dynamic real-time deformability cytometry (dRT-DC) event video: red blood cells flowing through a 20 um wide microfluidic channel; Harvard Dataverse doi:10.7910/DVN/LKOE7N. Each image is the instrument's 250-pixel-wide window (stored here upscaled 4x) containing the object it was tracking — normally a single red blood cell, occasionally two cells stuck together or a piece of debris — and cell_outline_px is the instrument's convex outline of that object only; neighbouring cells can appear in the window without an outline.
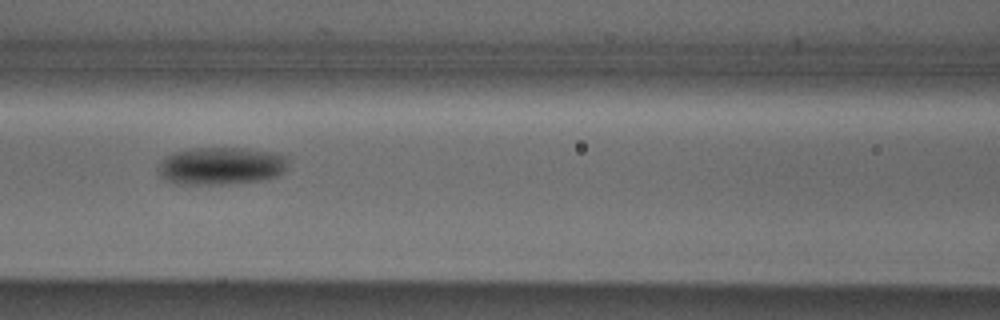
{"species": "Egyptian fruit bat (a non-hibernating species)", "species_latin": "Rousettus aegyptiacus", "temperature_condition": "cold", "stored_images_in_passage": 7, "camera_frame_rate_fps": 3000, "um_per_image_px": 0.085, "animal": {"sex": "male"}, "frame": {"image": 1, "passage_image": 6, "time_ms": 1.667, "image_size_px": [1000, 320], "cell_outline_px": [[284, 168], [276, 176], [260, 180], [228, 184], [176, 184], [164, 180], [156, 172], [156, 168], [164, 156], [172, 152], [192, 148], [244, 148], [284, 156]], "centroid_in_image_um": [18.6, 14.11], "position_along_channel_um": 148.0, "area_um2": 28.21}}
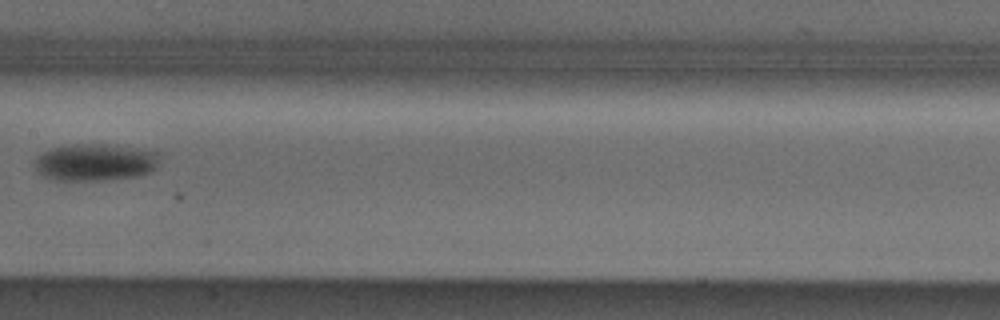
{"frame": {"image": 2, "passage_image": 7, "time_ms": 2.0, "image_size_px": [1000, 320], "cell_outline_px": [[160, 152], [156, 164], [148, 172], [136, 176], [104, 180], [52, 180], [44, 176], [36, 168], [36, 156], [52, 148], [76, 144], [116, 144]], "centroid_in_image_um": [8.09, 13.78], "position_along_channel_um": 199.3, "area_um2": 26.82}}